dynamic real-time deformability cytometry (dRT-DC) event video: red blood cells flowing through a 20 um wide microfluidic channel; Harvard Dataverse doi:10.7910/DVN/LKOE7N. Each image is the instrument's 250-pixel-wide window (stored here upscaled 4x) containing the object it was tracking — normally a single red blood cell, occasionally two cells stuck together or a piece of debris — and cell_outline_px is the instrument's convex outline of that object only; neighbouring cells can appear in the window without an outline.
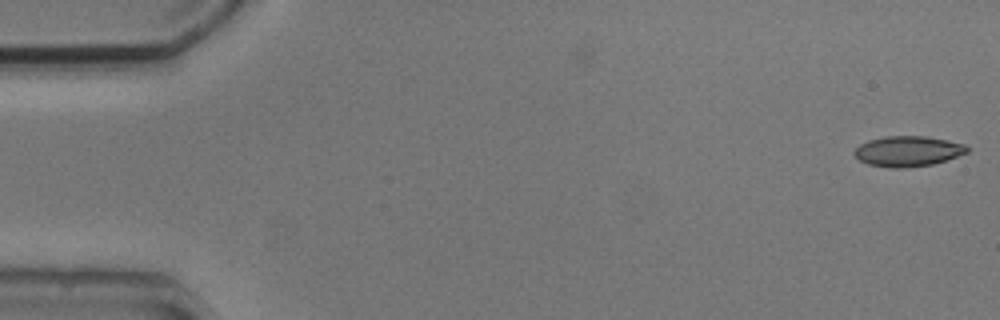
{"species": "common noctule bat (a hibernating species)", "species_latin": "Nyctalus noctula", "temperature_condition": "cold", "stored_images_in_passage": 2, "camera_frame_rate_fps": 3000, "um_per_image_px": 0.085, "animal": {"sex": "male", "body_mass_g": 20.5, "forearm_length_mm": 52.5}, "frame": {"image": 1, "passage_image": 2, "time_ms": 1.0, "image_size_px": [1000, 320], "cell_outline_px": [[968, 152], [932, 164], [904, 168], [892, 168], [868, 164], [860, 160], [852, 152], [860, 144], [868, 140], [884, 136], [924, 136], [948, 140], [964, 144], [968, 148]], "centroid_in_image_um": [77.14, 12.84], "position_along_channel_um": 7.9, "area_um2": 19.83}}